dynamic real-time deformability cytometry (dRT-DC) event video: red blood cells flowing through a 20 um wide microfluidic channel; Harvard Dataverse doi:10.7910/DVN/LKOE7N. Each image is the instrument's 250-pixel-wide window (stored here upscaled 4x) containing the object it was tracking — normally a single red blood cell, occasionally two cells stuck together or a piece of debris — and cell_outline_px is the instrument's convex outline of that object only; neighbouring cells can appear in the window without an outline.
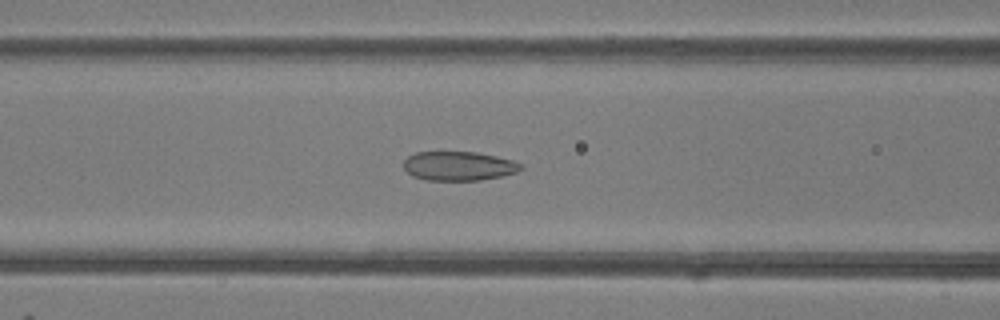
{"species": "common noctule bat (a hibernating species)", "species_latin": "Nyctalus noctula", "temperature_condition": "room temperature", "stored_images_in_passage": 49, "camera_frame_rate_fps": 3000, "um_per_image_px": 0.085, "animal": {"sex": "female"}, "frame": {"image": 1, "passage_image": 20, "time_ms": 6.333, "image_size_px": [1000, 320], "cell_outline_px": [[524, 168], [516, 172], [500, 176], [480, 180], [428, 180], [412, 176], [404, 168], [404, 160], [408, 156], [416, 152], [476, 152], [496, 156], [512, 160], [524, 164]], "centroid_in_image_um": [39.01, 14.1], "position_along_channel_um": 127.6, "area_um2": 19.88}}
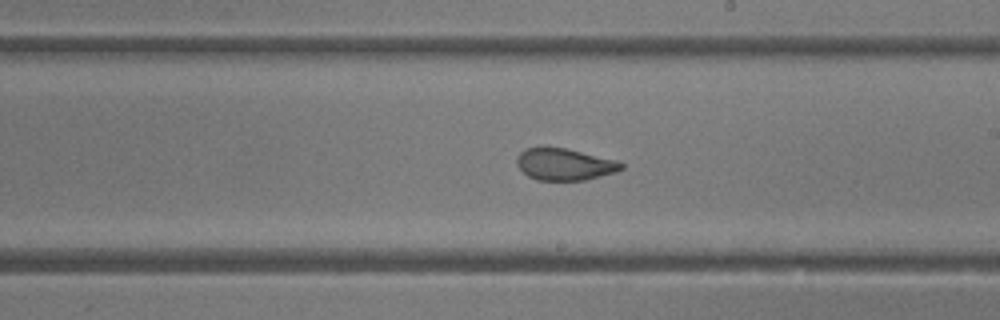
{"frame": {"image": 2, "passage_image": 28, "time_ms": 9.0, "image_size_px": [1000, 320], "cell_outline_px": [[624, 168], [616, 172], [584, 180], [536, 180], [528, 176], [516, 164], [516, 156], [524, 148], [564, 148], [616, 160], [624, 164]], "centroid_in_image_um": [47.97, 13.98], "position_along_channel_um": 241.0, "area_um2": 19.19}}
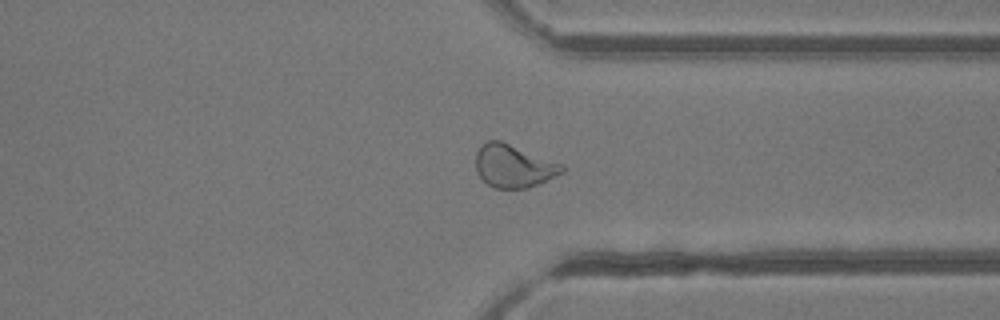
{"frame": {"image": 3, "passage_image": 37, "time_ms": 12.0, "image_size_px": [1000, 320], "cell_outline_px": [[564, 172], [528, 188], [496, 188], [488, 184], [480, 176], [476, 168], [476, 152], [480, 144], [488, 140], [500, 140], [564, 164]], "centroid_in_image_um": [43.65, 14.09], "position_along_channel_um": 367.7, "area_um2": 21.5}, "authors_computed_cell_mechanics": {"area_um2": 23.12, "velocity_mm_per_s": 4.2557, "shape_relaxation_time_tau1_ms": 6.0506, "shape_relaxation_time_tau2_ms": 1.0557, "deformation_change_tau1": 0.1727, "deformation_change_tau2": 0.07}}